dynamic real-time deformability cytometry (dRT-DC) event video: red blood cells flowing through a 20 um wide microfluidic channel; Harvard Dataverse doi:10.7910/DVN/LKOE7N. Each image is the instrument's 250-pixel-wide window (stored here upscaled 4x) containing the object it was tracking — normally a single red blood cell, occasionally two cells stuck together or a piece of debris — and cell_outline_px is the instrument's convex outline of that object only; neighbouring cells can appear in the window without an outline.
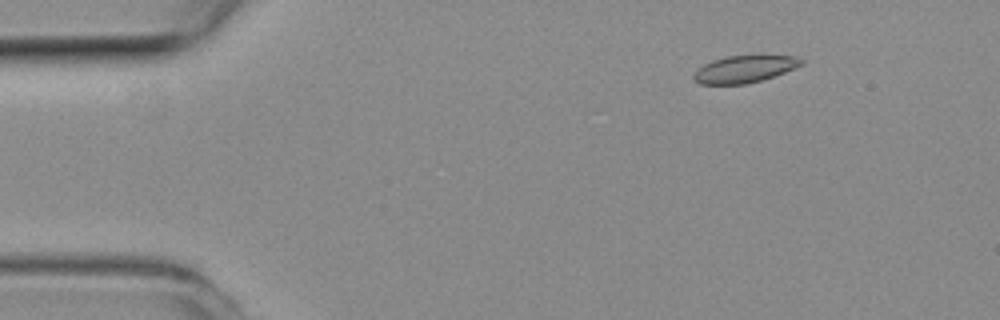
{"species": "common noctule bat (a hibernating species)", "species_latin": "Nyctalus noctula", "temperature_condition": "room temperature", "stored_images_in_passage": 16, "camera_frame_rate_fps": 3000, "um_per_image_px": 0.085, "animal": {"sex": "female", "body_mass_g": 19.3, "forearm_length_mm": 54.1}, "frame": {"image": 1, "passage_image": 7, "time_ms": 2.0, "image_size_px": [1000, 320], "cell_outline_px": [[804, 64], [784, 72], [760, 80], [744, 84], [700, 84], [692, 80], [692, 76], [696, 68], [712, 60], [728, 56], [796, 56], [804, 60]], "centroid_in_image_um": [63.22, 5.87], "position_along_channel_um": 21.8, "area_um2": 16.88}}
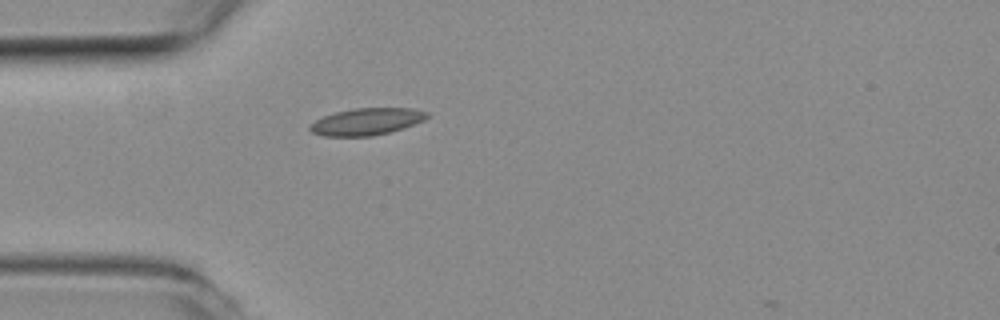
{"frame": {"image": 2, "passage_image": 15, "time_ms": 4.667, "image_size_px": [1000, 320], "cell_outline_px": [[428, 116], [424, 120], [388, 132], [372, 136], [324, 136], [312, 132], [308, 128], [316, 120], [324, 116], [336, 112], [352, 108], [412, 108], [428, 112]], "centroid_in_image_um": [31.14, 10.33], "position_along_channel_um": 53.9, "area_um2": 18.09}}